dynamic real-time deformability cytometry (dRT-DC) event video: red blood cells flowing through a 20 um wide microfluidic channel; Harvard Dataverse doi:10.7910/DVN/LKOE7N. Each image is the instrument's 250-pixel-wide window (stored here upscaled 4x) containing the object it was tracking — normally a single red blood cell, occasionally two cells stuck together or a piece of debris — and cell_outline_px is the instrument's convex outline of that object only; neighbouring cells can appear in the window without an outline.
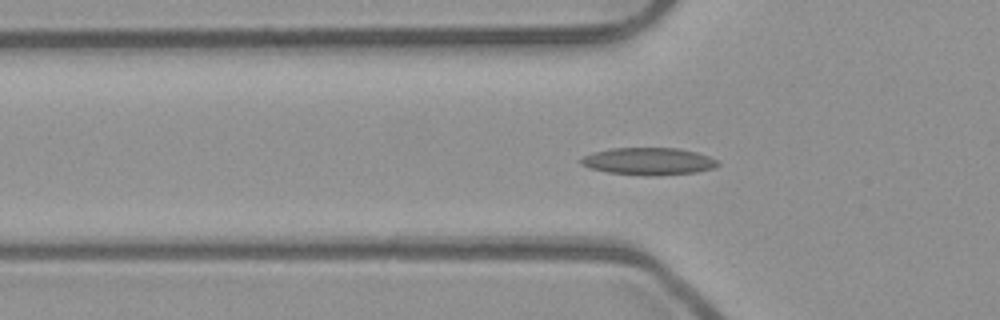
{"species": "common noctule bat (a hibernating species)", "species_latin": "Nyctalus noctula", "temperature_condition": "room temperature", "stored_images_in_passage": 44, "camera_frame_rate_fps": 3000, "um_per_image_px": 0.085, "animal": {"sex": "male", "body_mass_g": 23.1, "forearm_length_mm": 52.7}, "frame": {"image": 1, "passage_image": 8, "time_ms": 2.333, "image_size_px": [1000, 320], "cell_outline_px": [[720, 164], [712, 168], [696, 172], [656, 176], [644, 176], [608, 172], [588, 168], [580, 164], [576, 160], [592, 152], [612, 148], [676, 148], [696, 152], [708, 156], [716, 160]], "centroid_in_image_um": [55.06, 13.72], "position_along_channel_um": 70.7, "area_um2": 21.91}}
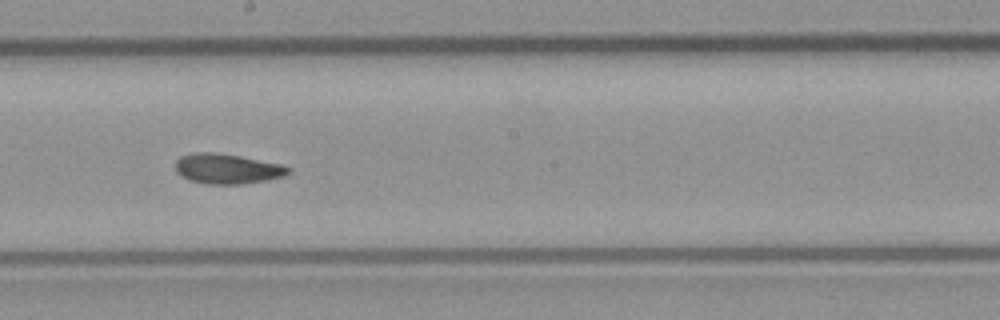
{"frame": {"image": 2, "passage_image": 20, "time_ms": 6.333, "image_size_px": [1000, 320], "cell_outline_px": [[292, 172], [284, 176], [264, 180], [240, 184], [204, 184], [188, 180], [180, 176], [176, 172], [176, 160], [180, 156], [192, 152], [216, 152], [240, 156], [280, 164], [288, 168]], "centroid_in_image_um": [19.25, 14.34], "position_along_channel_um": 229.0, "area_um2": 19.83}}
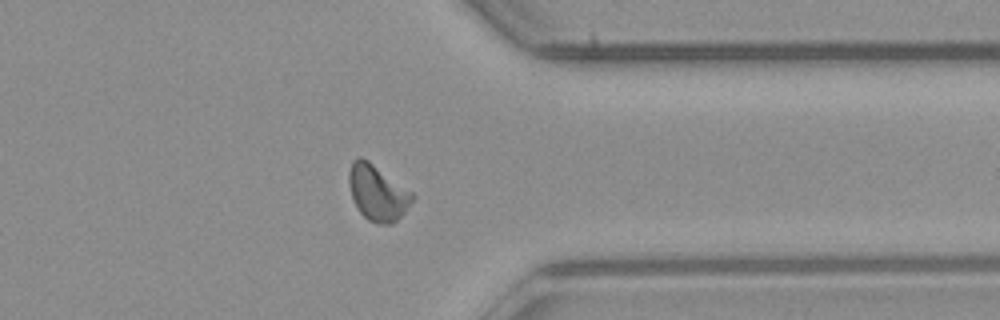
{"frame": {"image": 3, "passage_image": 32, "time_ms": 10.333, "image_size_px": [1000, 320], "cell_outline_px": [[416, 196], [404, 212], [392, 224], [376, 224], [368, 220], [360, 212], [352, 200], [348, 180], [348, 172], [352, 160], [356, 156], [360, 156], [368, 160], [412, 192]], "centroid_in_image_um": [32.06, 16.37], "position_along_channel_um": 379.3, "area_um2": 20.63}, "authors_computed_cell_mechanics": {"area_um2": 19.5364, "velocity_mm_per_s": 3.9331, "shape_relaxation_time_tau1_ms": 4.278, "shape_relaxation_time_tau2_ms": 2.2056, "deformation_change_tau1": 0.1416, "deformation_change_tau2": 0.0797}}